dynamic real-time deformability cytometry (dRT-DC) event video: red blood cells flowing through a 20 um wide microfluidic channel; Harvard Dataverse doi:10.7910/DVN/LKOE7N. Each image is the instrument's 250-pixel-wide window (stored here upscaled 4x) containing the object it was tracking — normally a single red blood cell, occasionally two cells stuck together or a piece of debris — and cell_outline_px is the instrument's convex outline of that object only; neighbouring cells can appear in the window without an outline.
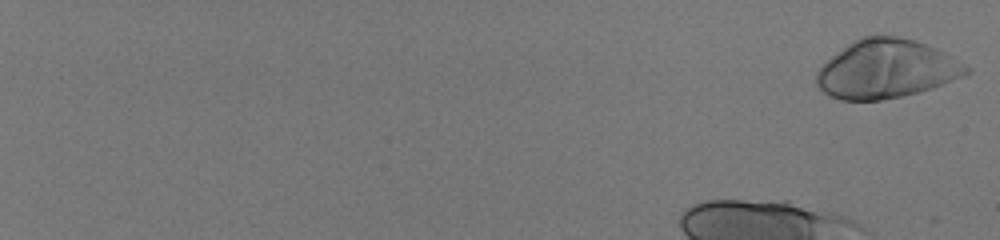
{"species": "human", "species_latin": "Homo sapiens", "temperature_condition": "room temperature", "stored_images_in_passage": 23, "camera_frame_rate_fps": 3000, "um_per_image_px": 0.085, "donor": {"sex": "male"}, "frame": {"image": 1, "passage_image": 1, "time_ms": 0.0, "image_size_px": [1000, 240], "cell_outline_px": [[972, 72], [964, 76], [932, 88], [900, 96], [880, 100], [840, 100], [824, 92], [816, 84], [816, 72], [836, 52], [852, 40], [876, 32], [900, 36], [916, 40], [936, 48], [952, 56], [972, 68]], "centroid_in_image_um": [75.36, 5.82], "position_along_channel_um": 9.6, "area_um2": 51.62}}